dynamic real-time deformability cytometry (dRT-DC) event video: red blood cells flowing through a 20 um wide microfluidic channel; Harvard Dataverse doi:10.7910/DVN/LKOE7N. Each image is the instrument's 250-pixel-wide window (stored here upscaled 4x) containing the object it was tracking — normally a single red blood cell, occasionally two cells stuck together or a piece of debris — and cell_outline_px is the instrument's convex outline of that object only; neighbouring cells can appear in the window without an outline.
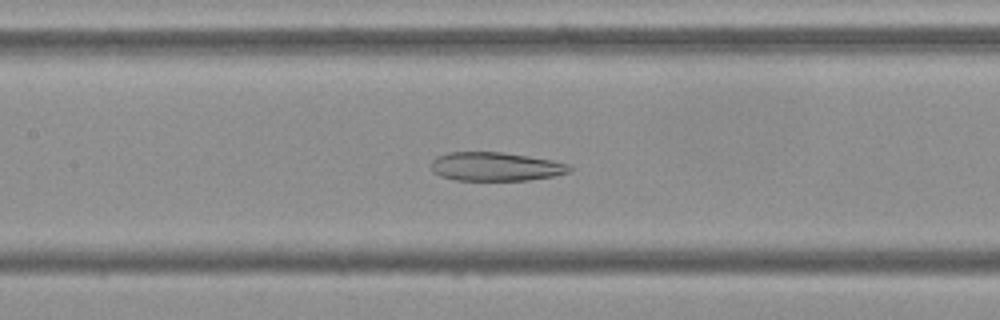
{"species": "Egyptian fruit bat (a non-hibernating species)", "species_latin": "Rousettus aegyptiacus", "temperature_condition": "cold", "stored_images_in_passage": 54, "camera_frame_rate_fps": 3000, "um_per_image_px": 0.085, "frame": {"image": 1, "passage_image": 25, "time_ms": 8.0, "image_size_px": [1000, 320], "cell_outline_px": [[572, 168], [568, 172], [552, 176], [528, 180], [456, 180], [440, 176], [432, 172], [432, 160], [436, 156], [448, 152], [500, 152], [528, 156], [552, 160], [568, 164]], "centroid_in_image_um": [42.08, 14.16], "position_along_channel_um": 165.3, "area_um2": 23.06}}
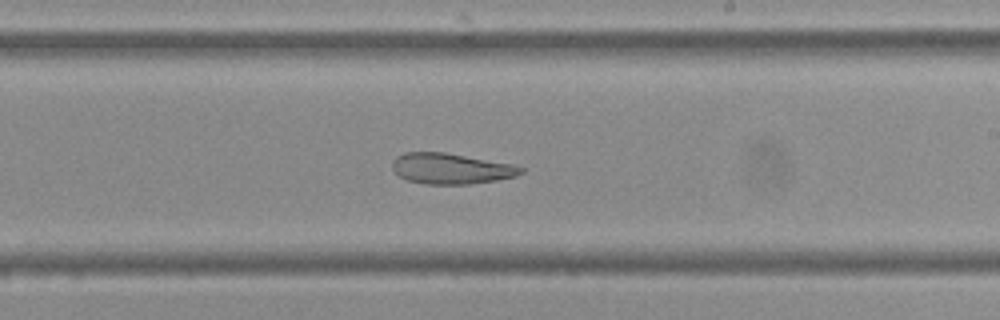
{"frame": {"image": 2, "passage_image": 32, "time_ms": 10.333, "image_size_px": [1000, 320], "cell_outline_px": [[524, 172], [516, 176], [496, 180], [468, 184], [424, 184], [408, 180], [400, 176], [392, 168], [392, 160], [396, 156], [404, 152], [444, 152], [512, 164], [524, 168]], "centroid_in_image_um": [38.32, 14.32], "position_along_channel_um": 250.7, "area_um2": 22.95}}
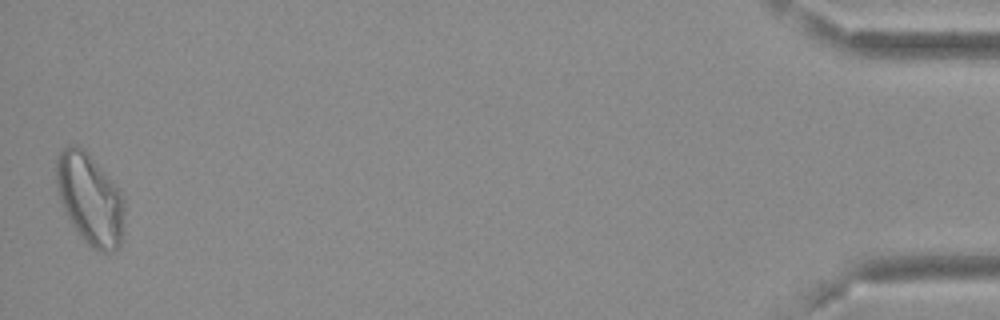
{"frame": {"image": 3, "passage_image": 54, "time_ms": 17.667, "image_size_px": [1000, 320], "cell_outline_px": [[124, 212], [120, 244], [116, 252], [100, 252], [92, 248], [80, 236], [72, 224], [60, 200], [56, 188], [56, 160], [60, 152], [64, 148], [72, 144], [76, 144], [84, 148], [88, 152], [124, 196]], "centroid_in_image_um": [7.64, 16.91], "position_along_channel_um": 427.6, "area_um2": 36.13}, "authors_computed_cell_mechanics": {"area_um2": 29.7959, "velocity_mm_per_s": 3.6674, "shape_relaxation_time_tau1_ms": null, "shape_relaxation_time_tau2_ms": 6.1513, "deformation_change_tau1": null, "deformation_change_tau2": 0.1458}}